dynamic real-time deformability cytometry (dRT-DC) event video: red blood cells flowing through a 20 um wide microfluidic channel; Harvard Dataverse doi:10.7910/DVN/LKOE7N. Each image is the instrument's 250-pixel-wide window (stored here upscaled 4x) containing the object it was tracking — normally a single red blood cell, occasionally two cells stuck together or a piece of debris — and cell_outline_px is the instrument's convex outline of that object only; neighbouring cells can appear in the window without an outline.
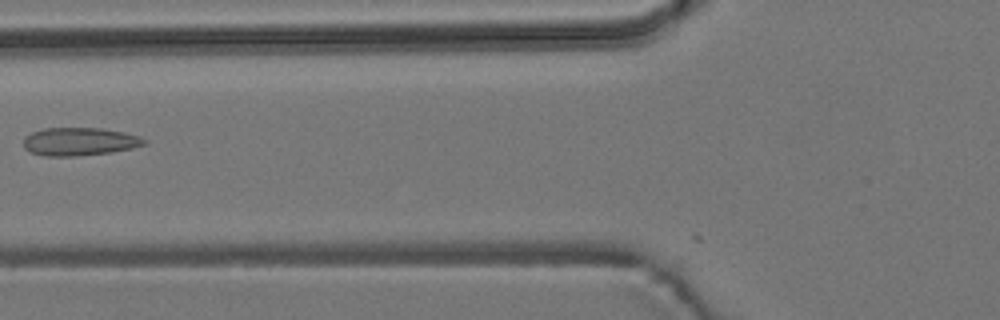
{"species": "common noctule bat (a hibernating species)", "species_latin": "Nyctalus noctula", "temperature_condition": "room temperature", "stored_images_in_passage": 6, "camera_frame_rate_fps": 3000, "um_per_image_px": 0.085, "animal": {"sex": "male", "body_mass_g": 19.2, "forearm_length_mm": 51.8}, "frame": {"image": 1, "passage_image": 4, "time_ms": 3.667, "image_size_px": [1000, 320], "cell_outline_px": [[148, 140], [144, 144], [132, 148], [112, 152], [76, 156], [44, 156], [32, 152], [24, 148], [24, 136], [32, 132], [44, 128], [104, 128], [124, 132], [140, 136]], "centroid_in_image_um": [6.77, 12.03], "position_along_channel_um": 119.0, "area_um2": 19.83}}